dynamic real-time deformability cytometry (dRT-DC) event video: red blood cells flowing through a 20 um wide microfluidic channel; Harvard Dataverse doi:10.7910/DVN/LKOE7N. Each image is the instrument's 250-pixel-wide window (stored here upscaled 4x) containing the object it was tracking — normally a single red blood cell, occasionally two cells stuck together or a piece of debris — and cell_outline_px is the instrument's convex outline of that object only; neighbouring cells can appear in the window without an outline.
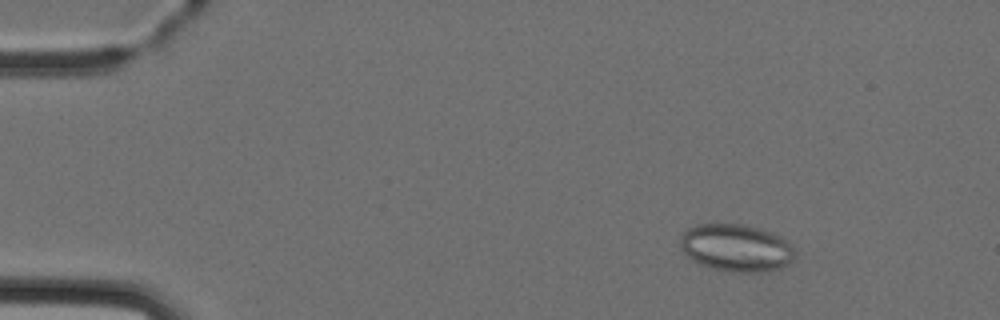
{"species": "Egyptian fruit bat (a non-hibernating species)", "species_latin": "Rousettus aegyptiacus", "temperature_condition": "cold", "stored_images_in_passage": 4, "camera_frame_rate_fps": 3000, "um_per_image_px": 0.085, "animal": {"sex": "female"}, "frame": {"image": 1, "passage_image": 2, "time_ms": 1.0, "image_size_px": [1000, 320], "cell_outline_px": [[796, 252], [792, 260], [788, 264], [780, 268], [760, 272], [732, 272], [712, 268], [700, 264], [692, 260], [680, 248], [680, 236], [688, 228], [696, 224], [744, 224], [760, 228], [772, 232], [780, 236], [792, 244]], "centroid_in_image_um": [62.58, 21.06], "position_along_channel_um": 22.4, "area_um2": 31.91}}